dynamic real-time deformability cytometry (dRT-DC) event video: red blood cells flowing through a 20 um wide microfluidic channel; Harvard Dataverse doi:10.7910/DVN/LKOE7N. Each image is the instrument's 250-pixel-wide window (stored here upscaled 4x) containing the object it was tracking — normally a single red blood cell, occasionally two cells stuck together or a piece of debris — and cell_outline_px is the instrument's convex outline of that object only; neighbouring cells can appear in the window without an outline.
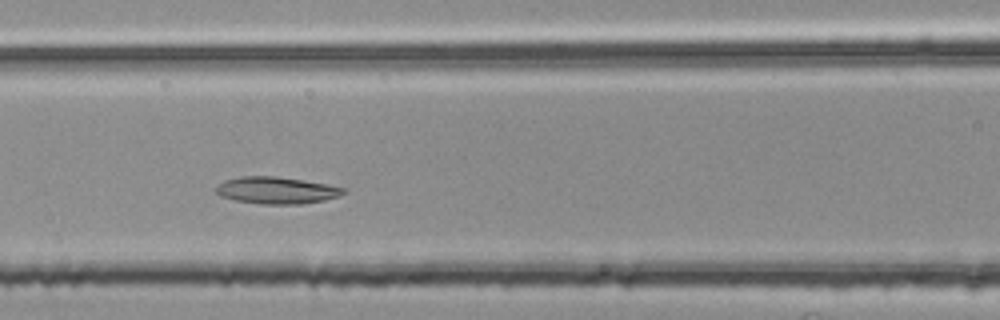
{"species": "common noctule bat (a hibernating species)", "species_latin": "Nyctalus noctula", "temperature_condition": "room temperature", "stored_images_in_passage": 42, "camera_frame_rate_fps": 3000, "um_per_image_px": 0.085, "animal": {"sex": "female", "body_mass_g": 25.1}, "frame": {"image": 1, "passage_image": 17, "time_ms": 5.333, "image_size_px": [1000, 320], "cell_outline_px": [[344, 192], [340, 196], [324, 200], [300, 204], [260, 204], [236, 200], [220, 196], [216, 192], [216, 188], [224, 180], [240, 176], [272, 176], [328, 184], [344, 188]], "centroid_in_image_um": [23.49, 16.18], "position_along_channel_um": 143.1, "area_um2": 19.77}}
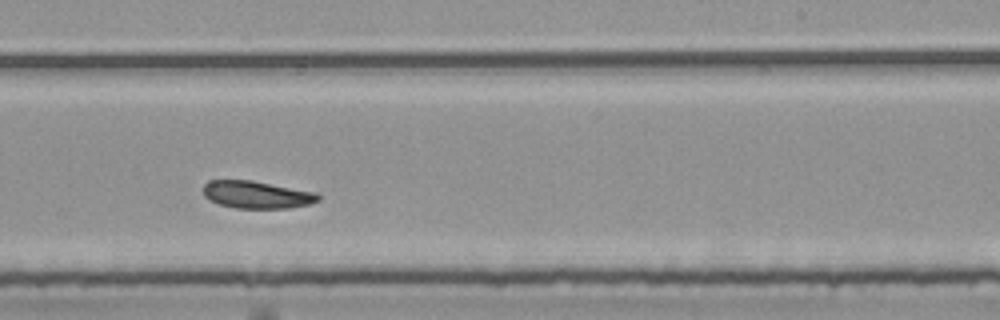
{"frame": {"image": 2, "passage_image": 27, "time_ms": 8.667, "image_size_px": [1000, 320], "cell_outline_px": [[320, 200], [308, 204], [288, 208], [236, 208], [220, 204], [204, 196], [204, 184], [208, 180], [252, 180], [316, 192], [320, 196]], "centroid_in_image_um": [21.84, 16.54], "position_along_channel_um": 267.2, "area_um2": 18.26}}
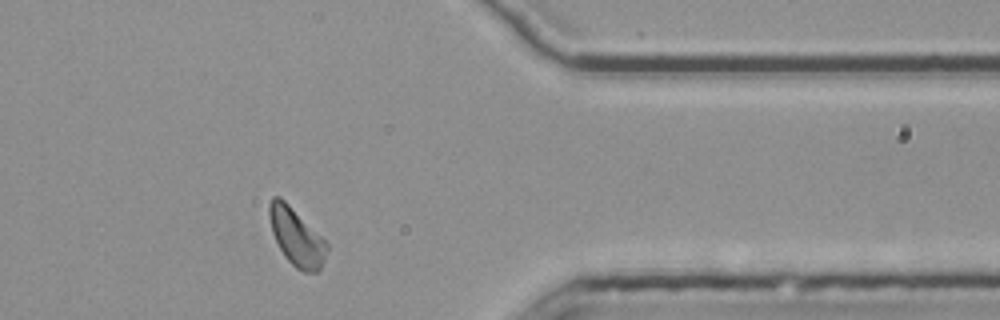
{"frame": {"image": 3, "passage_image": 38, "time_ms": 12.333, "image_size_px": [1000, 320], "cell_outline_px": [[328, 248], [324, 260], [320, 268], [316, 272], [304, 272], [296, 268], [284, 256], [272, 232], [268, 216], [268, 204], [272, 196], [280, 196], [328, 244]], "centroid_in_image_um": [25.16, 20.14], "position_along_channel_um": 386.2, "area_um2": 18.9}, "authors_computed_cell_mechanics": {"area_um2": 19.1896, "velocity_mm_per_s": 3.7429, "shape_relaxation_time_tau1_ms": 7.8699, "shape_relaxation_time_tau2_ms": null, "deformation_change_tau1": 0.1451, "deformation_change_tau2": null}}